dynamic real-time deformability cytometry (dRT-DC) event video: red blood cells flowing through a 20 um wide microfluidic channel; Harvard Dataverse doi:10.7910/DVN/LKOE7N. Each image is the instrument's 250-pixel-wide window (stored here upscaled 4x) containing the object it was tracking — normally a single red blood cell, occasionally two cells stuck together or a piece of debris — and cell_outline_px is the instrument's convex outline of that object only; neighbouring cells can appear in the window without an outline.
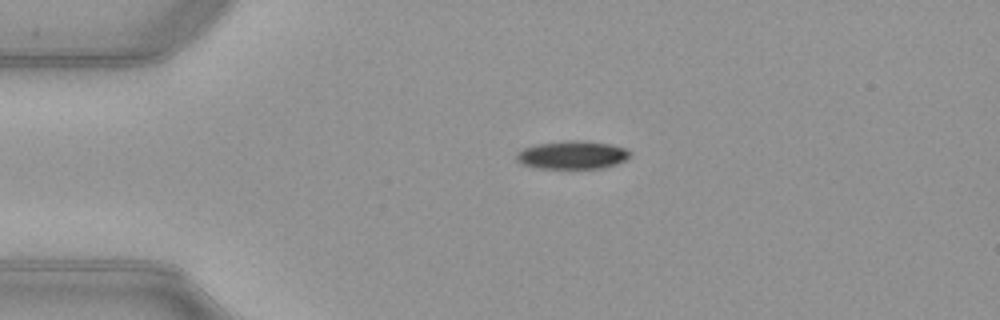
{"species": "common noctule bat (a hibernating species)", "species_latin": "Nyctalus noctula", "temperature_condition": "warm", "stored_images_in_passage": 41, "camera_frame_rate_fps": 3000, "um_per_image_px": 0.085, "animal": {"sex": "female", "body_mass_g": 21.9}, "frame": {"image": 1, "passage_image": 1, "time_ms": 0.0, "image_size_px": [1000, 320], "cell_outline_px": [[628, 160], [604, 168], [532, 168], [520, 164], [516, 160], [516, 152], [524, 148], [536, 144], [568, 140], [584, 140], [612, 144], [628, 148]], "centroid_in_image_um": [48.63, 13.17], "position_along_channel_um": 36.4, "area_um2": 18.96}}
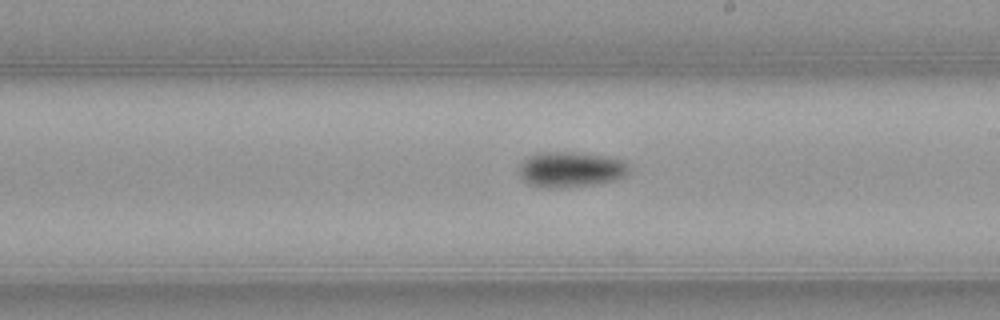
{"frame": {"image": 2, "passage_image": 19, "time_ms": 6.0, "image_size_px": [1000, 320], "cell_outline_px": [[628, 172], [624, 176], [616, 180], [596, 184], [564, 188], [540, 188], [528, 184], [520, 176], [520, 164], [524, 160], [532, 156], [544, 152], [572, 152], [608, 156], [624, 160], [628, 168]], "centroid_in_image_um": [48.52, 14.42], "position_along_channel_um": 240.5, "area_um2": 22.77}}
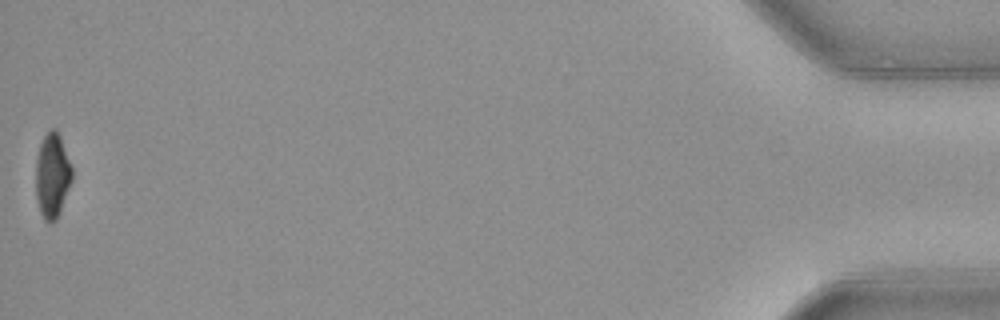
{"frame": {"image": 3, "passage_image": 41, "time_ms": 13.333, "image_size_px": [1000, 320], "cell_outline_px": [[72, 180], [60, 212], [56, 220], [52, 224], [48, 224], [44, 220], [40, 212], [36, 196], [36, 160], [40, 144], [44, 136], [52, 128], [56, 128], [60, 136], [72, 168]], "centroid_in_image_um": [4.44, 14.96], "position_along_channel_um": 430.8, "area_um2": 17.92}, "authors_computed_cell_mechanics": {"area_um2": 20.5768, "velocity_mm_per_s": 4.0133, "shape_relaxation_time_tau1_ms": 3.5846, "shape_relaxation_time_tau2_ms": null, "deformation_change_tau1": 0.1301, "deformation_change_tau2": null}}